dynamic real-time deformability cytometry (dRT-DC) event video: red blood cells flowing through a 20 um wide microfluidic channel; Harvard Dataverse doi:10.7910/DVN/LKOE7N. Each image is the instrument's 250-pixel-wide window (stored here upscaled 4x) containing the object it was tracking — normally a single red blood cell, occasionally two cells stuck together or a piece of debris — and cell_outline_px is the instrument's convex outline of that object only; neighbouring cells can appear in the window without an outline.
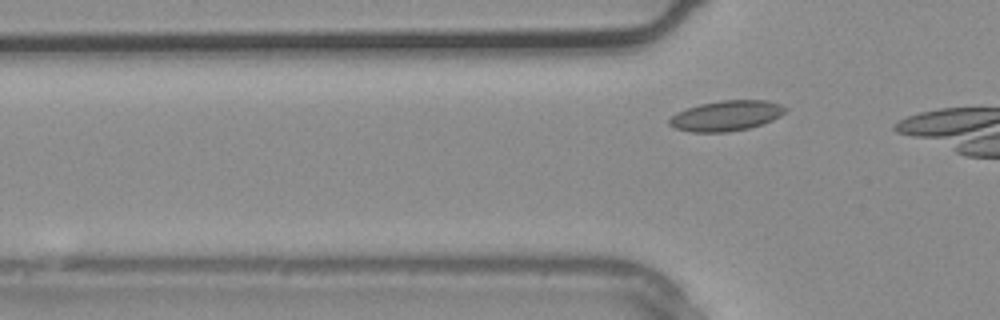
{"species": "common noctule bat (a hibernating species)", "species_latin": "Nyctalus noctula", "temperature_condition": "warm", "stored_images_in_passage": 3, "camera_frame_rate_fps": 3000, "um_per_image_px": 0.085, "animal": {"sex": "male", "body_mass_g": 20.4}, "frame": {"image": 1, "passage_image": 3, "time_ms": 0.667, "image_size_px": [1000, 320], "cell_outline_px": [[788, 108], [780, 116], [772, 120], [748, 128], [728, 132], [692, 132], [676, 128], [668, 124], [668, 120], [676, 112], [700, 104], [720, 100], [768, 100], [780, 104]], "centroid_in_image_um": [61.73, 9.83], "position_along_channel_um": 64.1, "area_um2": 20.4}}